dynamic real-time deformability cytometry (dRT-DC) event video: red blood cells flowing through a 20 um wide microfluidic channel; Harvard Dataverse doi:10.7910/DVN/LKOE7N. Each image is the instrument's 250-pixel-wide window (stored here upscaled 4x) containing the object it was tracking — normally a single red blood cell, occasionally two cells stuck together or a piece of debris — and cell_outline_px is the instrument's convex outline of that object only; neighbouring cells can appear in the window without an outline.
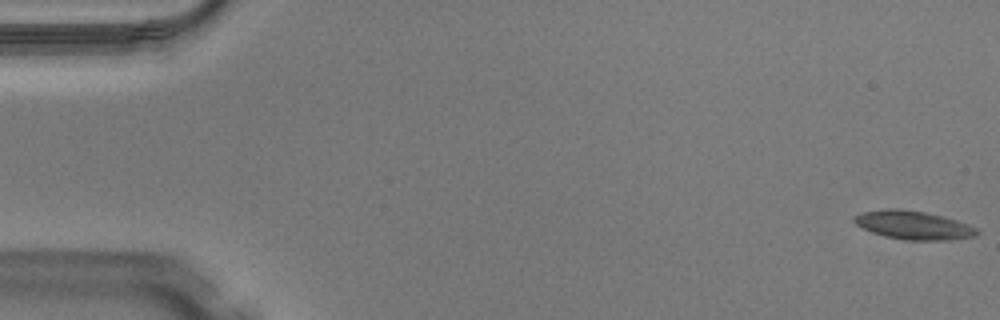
{"species": "Egyptian fruit bat (a non-hibernating species)", "species_latin": "Rousettus aegyptiacus", "temperature_condition": "warm", "stored_images_in_passage": 8, "camera_frame_rate_fps": 3000, "um_per_image_px": 0.085, "animal": {"sex": "male"}, "frame": {"image": 1, "passage_image": 1, "time_ms": 0.0, "image_size_px": [1000, 320], "cell_outline_px": [[980, 232], [976, 236], [944, 240], [904, 240], [884, 236], [872, 232], [856, 224], [852, 220], [852, 216], [864, 212], [888, 208], [900, 208], [924, 212], [944, 216], [968, 224], [976, 228]], "centroid_in_image_um": [77.63, 19.13], "position_along_channel_um": 7.4, "area_um2": 20.4}}